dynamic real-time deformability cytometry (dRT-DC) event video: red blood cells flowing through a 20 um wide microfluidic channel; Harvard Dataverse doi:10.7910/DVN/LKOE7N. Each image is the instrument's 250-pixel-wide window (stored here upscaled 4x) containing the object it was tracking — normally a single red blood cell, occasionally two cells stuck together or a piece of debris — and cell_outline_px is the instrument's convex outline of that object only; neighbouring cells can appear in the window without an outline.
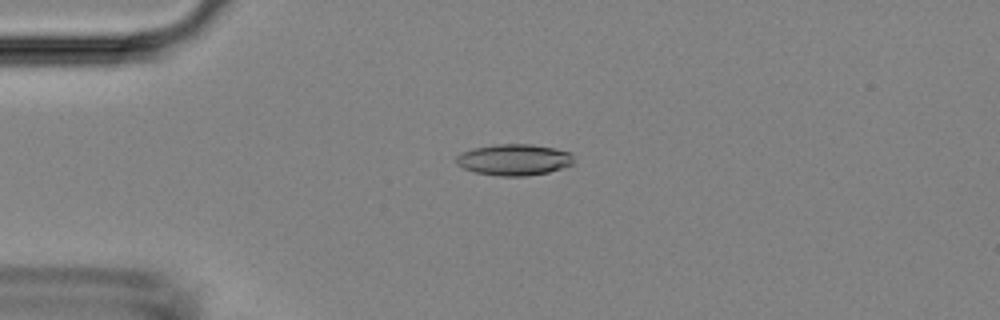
{"species": "Egyptian fruit bat (a non-hibernating species)", "species_latin": "Rousettus aegyptiacus", "temperature_condition": "room temperature", "stored_images_in_passage": 6, "camera_frame_rate_fps": 3000, "um_per_image_px": 0.085, "animal": {"sex": "female"}, "frame": {"image": 1, "passage_image": 4, "time_ms": 3.667, "image_size_px": [1000, 320], "cell_outline_px": [[572, 164], [548, 172], [524, 176], [500, 176], [476, 172], [464, 168], [456, 164], [456, 156], [460, 152], [472, 148], [496, 144], [532, 144], [556, 148], [568, 152], [572, 156]], "centroid_in_image_um": [43.65, 13.56], "position_along_channel_um": 41.4, "area_um2": 21.33}}